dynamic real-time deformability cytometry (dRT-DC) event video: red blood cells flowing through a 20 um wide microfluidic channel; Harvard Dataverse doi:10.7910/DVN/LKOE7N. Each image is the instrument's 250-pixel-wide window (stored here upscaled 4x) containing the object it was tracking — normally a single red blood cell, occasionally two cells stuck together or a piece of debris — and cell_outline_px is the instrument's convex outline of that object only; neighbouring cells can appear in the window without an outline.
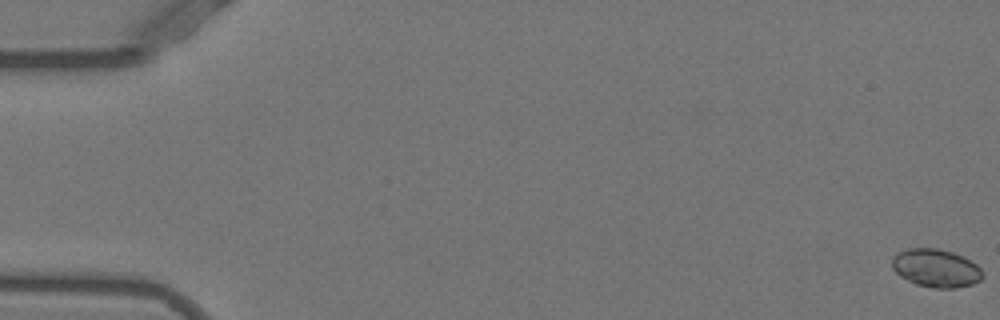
{"species": "Egyptian fruit bat (a non-hibernating species)", "species_latin": "Rousettus aegyptiacus", "temperature_condition": "warm", "stored_images_in_passage": 12, "camera_frame_rate_fps": 3000, "um_per_image_px": 0.085, "animal": {"sex": "female"}, "frame": {"image": 1, "passage_image": 1, "time_ms": 0.0, "image_size_px": [1000, 320], "cell_outline_px": [[984, 276], [980, 280], [972, 284], [956, 288], [936, 288], [916, 284], [900, 276], [892, 268], [892, 256], [896, 252], [908, 248], [936, 248], [952, 252], [976, 264], [984, 272]], "centroid_in_image_um": [79.54, 22.79], "position_along_channel_um": 5.5, "area_um2": 20.11}}